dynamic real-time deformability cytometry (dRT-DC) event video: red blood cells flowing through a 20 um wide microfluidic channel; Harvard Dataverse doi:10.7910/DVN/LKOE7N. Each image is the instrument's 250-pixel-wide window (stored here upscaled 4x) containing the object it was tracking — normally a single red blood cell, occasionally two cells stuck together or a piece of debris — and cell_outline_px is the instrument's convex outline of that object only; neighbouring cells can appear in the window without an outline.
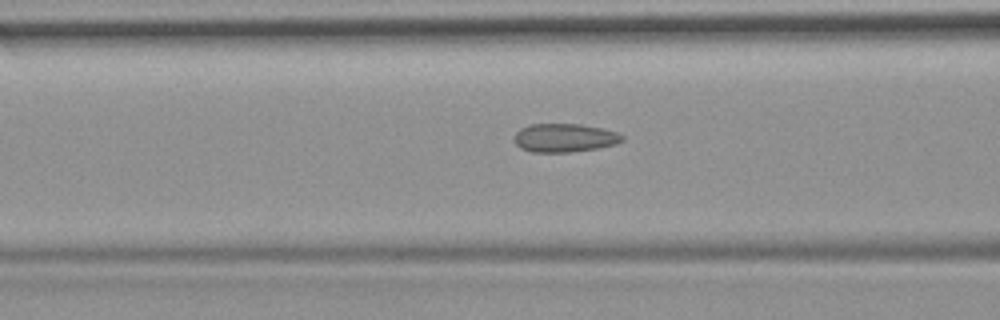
{"species": "common noctule bat (a hibernating species)", "species_latin": "Nyctalus noctula", "temperature_condition": "room temperature", "stored_images_in_passage": 52, "camera_frame_rate_fps": 3000, "um_per_image_px": 0.085, "animal": {"sex": "female", "body_mass_g": 19.9}, "frame": {"image": 1, "passage_image": 20, "time_ms": 6.333, "image_size_px": [1000, 320], "cell_outline_px": [[624, 140], [616, 144], [596, 148], [568, 152], [532, 152], [520, 148], [512, 140], [512, 136], [520, 128], [528, 124], [580, 124], [600, 128], [616, 132], [624, 136]], "centroid_in_image_um": [47.92, 11.71], "position_along_channel_um": 118.7, "area_um2": 18.03}}
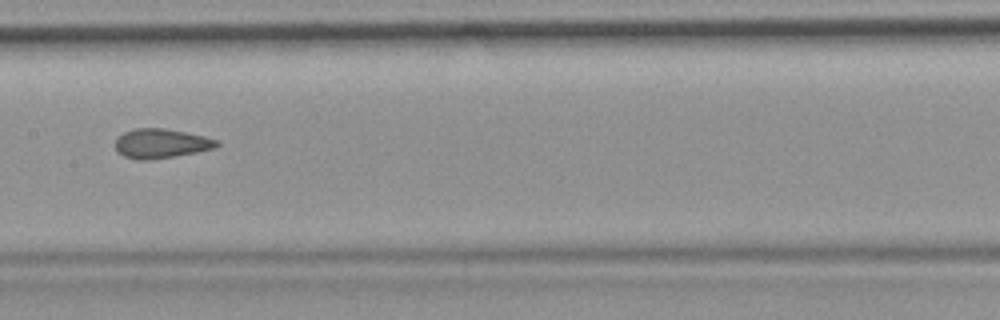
{"frame": {"image": 2, "passage_image": 26, "time_ms": 8.333, "image_size_px": [1000, 320], "cell_outline_px": [[220, 144], [216, 148], [176, 156], [148, 160], [136, 160], [124, 156], [116, 152], [116, 140], [124, 132], [136, 128], [164, 128], [204, 136], [220, 140]], "centroid_in_image_um": [13.71, 12.2], "position_along_channel_um": 193.7, "area_um2": 17.46}}
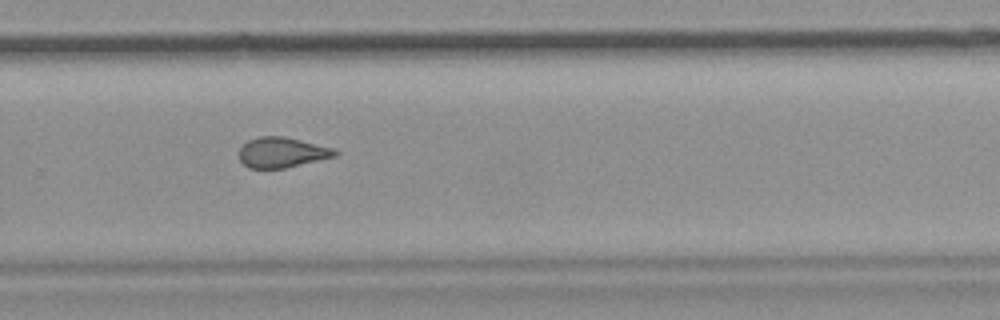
{"frame": {"image": 3, "passage_image": 35, "time_ms": 11.333, "image_size_px": [1000, 320], "cell_outline_px": [[340, 152], [336, 156], [284, 168], [248, 168], [240, 160], [240, 148], [248, 140], [256, 136], [284, 136], [332, 148]], "centroid_in_image_um": [23.95, 12.95], "position_along_channel_um": 305.9, "area_um2": 16.76}, "authors_computed_cell_mechanics": {"area_um2": 17.8024, "velocity_mm_per_s": 3.7506, "shape_relaxation_time_tau1_ms": null, "shape_relaxation_time_tau2_ms": 1.5096, "deformation_change_tau1": null, "deformation_change_tau2": 0.0682}}